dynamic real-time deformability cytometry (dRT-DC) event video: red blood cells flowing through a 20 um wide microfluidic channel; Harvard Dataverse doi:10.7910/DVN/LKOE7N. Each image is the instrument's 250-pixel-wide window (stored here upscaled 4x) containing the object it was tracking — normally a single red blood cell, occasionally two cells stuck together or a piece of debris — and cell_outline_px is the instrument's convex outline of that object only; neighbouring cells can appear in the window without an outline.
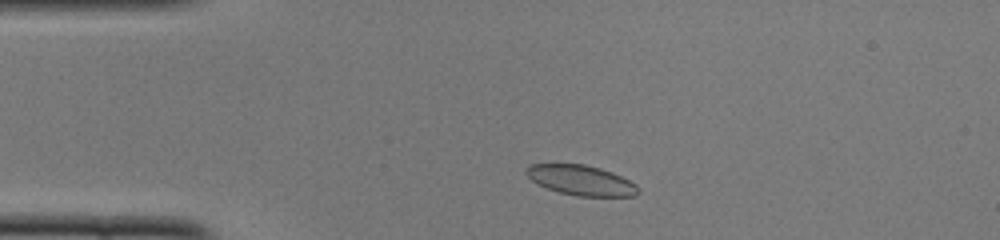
{"species": "common noctule bat (a hibernating species)", "species_latin": "Nyctalus noctula", "temperature_condition": "cold", "stored_images_in_passage": 43, "camera_frame_rate_fps": 3000, "um_per_image_px": 0.085, "animal": {"sex": "female", "body_mass_g": 22.0, "forearm_length_mm": 56.7}, "frame": {"image": 1, "passage_image": 4, "time_ms": 1.0, "image_size_px": [1000, 240], "cell_outline_px": [[640, 192], [636, 196], [576, 196], [560, 192], [536, 184], [524, 172], [524, 168], [528, 164], [584, 164], [600, 168], [612, 172], [636, 184], [640, 188]], "centroid_in_image_um": [49.38, 15.32], "position_along_channel_um": 35.6, "area_um2": 19.71}}
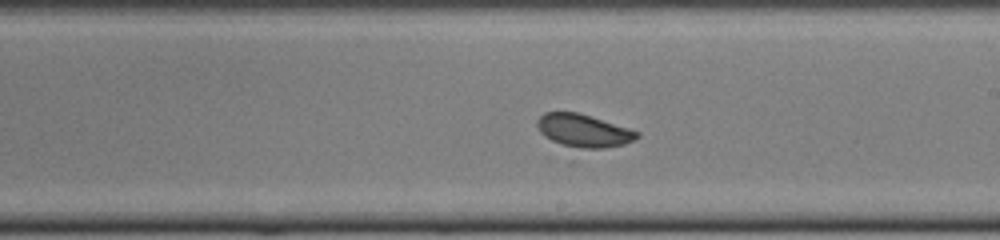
{"frame": {"image": 2, "passage_image": 22, "time_ms": 7.0, "image_size_px": [1000, 240], "cell_outline_px": [[640, 136], [636, 140], [624, 144], [604, 148], [572, 148], [552, 140], [544, 136], [540, 132], [536, 124], [536, 120], [544, 112], [576, 112], [628, 128], [640, 132]], "centroid_in_image_um": [49.59, 11.11], "position_along_channel_um": 239.4, "area_um2": 19.02}}
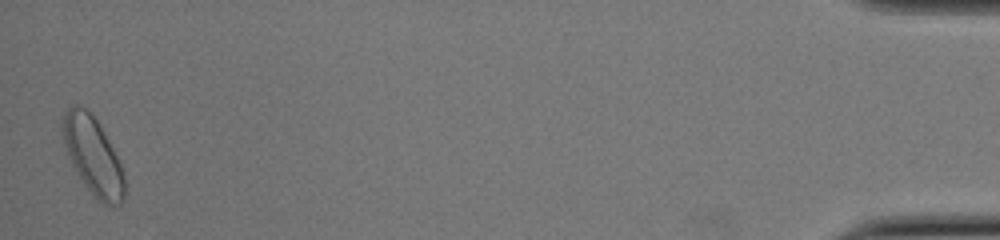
{"frame": {"image": 3, "passage_image": 43, "time_ms": 14.0, "image_size_px": [1000, 240], "cell_outline_px": [[124, 200], [120, 204], [108, 208], [92, 196], [72, 164], [68, 156], [64, 144], [60, 128], [64, 112], [72, 104], [76, 104], [84, 108], [96, 120], [108, 140], [120, 164], [124, 176]], "centroid_in_image_um": [7.88, 13.28], "position_along_channel_um": 427.3, "area_um2": 27.86}, "authors_computed_cell_mechanics": {"area_um2": 19.941, "velocity_mm_per_s": 3.96, "shape_relaxation_time_tau1_ms": 7.0003, "shape_relaxation_time_tau2_ms": null, "deformation_change_tau1": 0.144, "deformation_change_tau2": null}}